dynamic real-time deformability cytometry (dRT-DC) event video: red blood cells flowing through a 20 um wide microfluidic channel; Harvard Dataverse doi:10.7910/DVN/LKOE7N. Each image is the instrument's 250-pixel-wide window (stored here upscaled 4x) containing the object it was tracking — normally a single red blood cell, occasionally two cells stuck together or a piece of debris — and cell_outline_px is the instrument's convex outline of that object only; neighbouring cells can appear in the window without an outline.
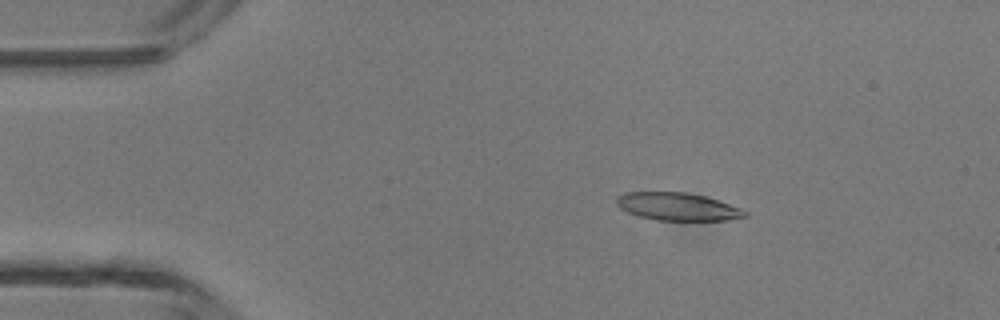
{"species": "common noctule bat (a hibernating species)", "species_latin": "Nyctalus noctula", "temperature_condition": "room temperature", "stored_images_in_passage": 4, "camera_frame_rate_fps": 3000, "um_per_image_px": 0.085, "animal": {"sex": "male", "body_mass_g": 13.3}, "frame": {"image": 1, "passage_image": 3, "time_ms": 0.667, "image_size_px": [1000, 320], "cell_outline_px": [[748, 216], [728, 220], [656, 220], [640, 216], [628, 212], [620, 208], [616, 204], [616, 196], [624, 192], [684, 192], [704, 196], [740, 208], [748, 212]], "centroid_in_image_um": [57.56, 17.56], "position_along_channel_um": 27.4, "area_um2": 20.63}}